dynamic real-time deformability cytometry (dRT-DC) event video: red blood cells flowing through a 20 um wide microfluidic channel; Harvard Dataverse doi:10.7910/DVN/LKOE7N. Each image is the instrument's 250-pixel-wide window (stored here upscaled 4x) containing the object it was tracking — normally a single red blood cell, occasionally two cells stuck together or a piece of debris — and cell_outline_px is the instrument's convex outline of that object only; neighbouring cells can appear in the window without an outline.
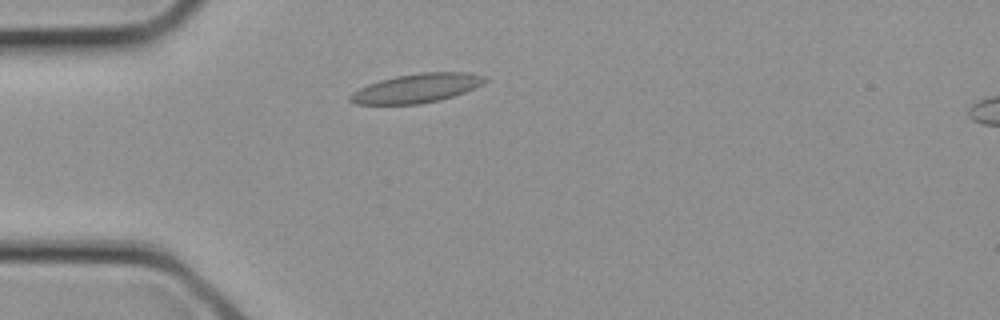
{"species": "common noctule bat (a hibernating species)", "species_latin": "Nyctalus noctula", "temperature_condition": "cold", "stored_images_in_passage": 3, "camera_frame_rate_fps": 3000, "um_per_image_px": 0.085, "animal": {"sex": "female", "body_mass_g": 21.9}, "frame": {"image": 1, "passage_image": 2, "time_ms": 0.333, "image_size_px": [1000, 320], "cell_outline_px": [[488, 80], [464, 92], [440, 100], [420, 104], [356, 104], [348, 100], [348, 96], [352, 92], [368, 84], [380, 80], [396, 76], [420, 72], [468, 72], [488, 76]], "centroid_in_image_um": [35.4, 7.49], "position_along_channel_um": 49.6, "area_um2": 22.77}}